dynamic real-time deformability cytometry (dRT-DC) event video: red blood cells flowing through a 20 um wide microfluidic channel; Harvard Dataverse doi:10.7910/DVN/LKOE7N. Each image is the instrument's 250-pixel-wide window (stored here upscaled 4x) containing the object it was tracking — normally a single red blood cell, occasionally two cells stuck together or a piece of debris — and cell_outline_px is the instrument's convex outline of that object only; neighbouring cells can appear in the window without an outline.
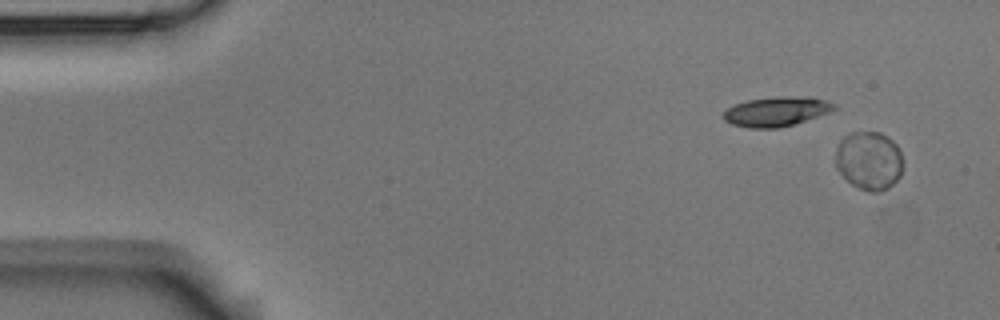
{"species": "Egyptian fruit bat (a non-hibernating species)", "species_latin": "Rousettus aegyptiacus", "temperature_condition": "room temperature", "stored_images_in_passage": 7, "camera_frame_rate_fps": 3000, "um_per_image_px": 0.085, "animal": {"sex": "male"}, "frame": {"image": 1, "passage_image": 2, "time_ms": 0.333, "image_size_px": [1000, 320], "cell_outline_px": [[900, 176], [888, 188], [880, 192], [868, 192], [852, 184], [836, 168], [836, 148], [840, 140], [848, 132], [880, 132], [888, 136], [896, 144], [900, 152]], "centroid_in_image_um": [73.84, 13.63], "position_along_channel_um": 11.2, "area_um2": 22.83}}
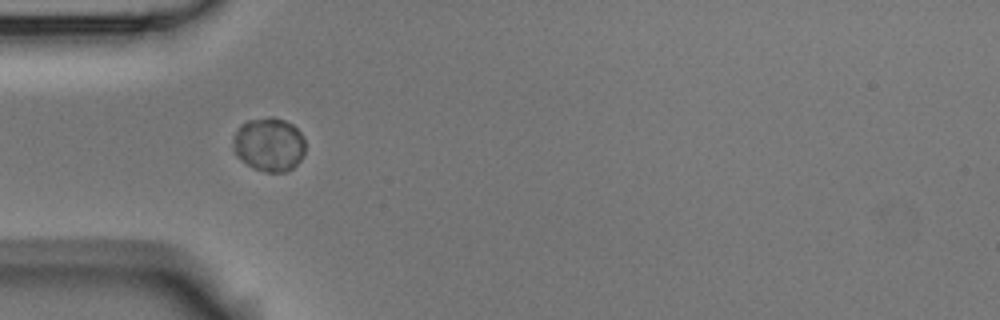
{"frame": {"image": 2, "passage_image": 6, "time_ms": 1.667, "image_size_px": [1000, 320], "cell_outline_px": [[304, 152], [300, 160], [292, 168], [284, 172], [264, 172], [252, 168], [236, 156], [232, 148], [232, 136], [248, 120], [272, 116], [284, 120], [292, 124], [304, 136]], "centroid_in_image_um": [22.85, 12.29], "position_along_channel_um": 62.1, "area_um2": 22.72}}
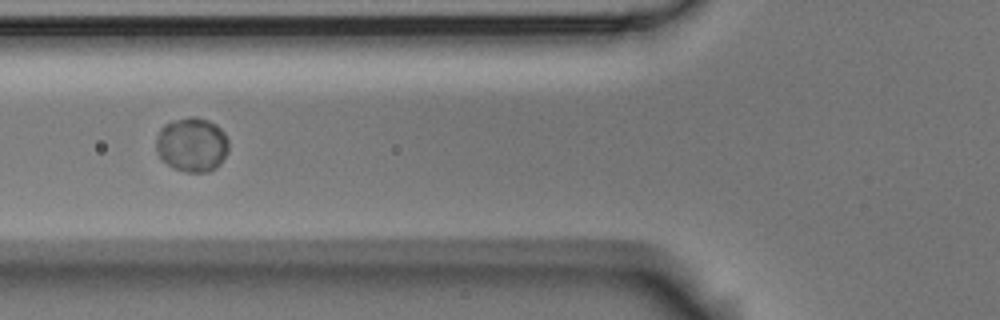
{"frame": {"image": 3, "passage_image": 7, "time_ms": 2.0, "image_size_px": [1000, 320], "cell_outline_px": [[228, 152], [220, 164], [216, 168], [208, 172], [188, 172], [176, 168], [160, 160], [156, 148], [156, 136], [160, 128], [164, 124], [176, 120], [192, 116], [196, 116], [208, 120], [216, 124], [224, 132], [228, 140]], "centroid_in_image_um": [16.32, 12.29], "position_along_channel_um": 109.5, "area_um2": 23.12}}